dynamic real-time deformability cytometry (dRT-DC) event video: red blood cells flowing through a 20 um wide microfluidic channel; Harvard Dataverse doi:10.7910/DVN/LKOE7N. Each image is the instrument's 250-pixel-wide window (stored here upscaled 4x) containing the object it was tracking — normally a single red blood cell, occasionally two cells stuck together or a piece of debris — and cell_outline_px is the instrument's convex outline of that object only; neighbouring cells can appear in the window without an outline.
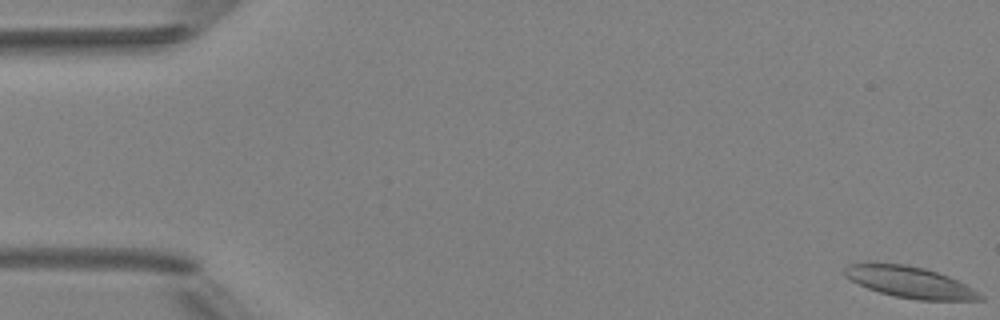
{"species": "Egyptian fruit bat (a non-hibernating species)", "species_latin": "Rousettus aegyptiacus", "temperature_condition": "room temperature", "stored_images_in_passage": 5, "camera_frame_rate_fps": 3000, "um_per_image_px": 0.085, "animal": {"sex": "female"}, "frame": {"image": 1, "passage_image": 1, "time_ms": 0.0, "image_size_px": [1000, 320], "cell_outline_px": [[984, 300], [920, 300], [896, 296], [880, 292], [868, 288], [844, 276], [844, 268], [848, 264], [864, 260], [904, 264], [924, 268], [948, 276], [972, 288], [984, 296]], "centroid_in_image_um": [77.26, 23.94], "position_along_channel_um": 7.7, "area_um2": 24.91}}